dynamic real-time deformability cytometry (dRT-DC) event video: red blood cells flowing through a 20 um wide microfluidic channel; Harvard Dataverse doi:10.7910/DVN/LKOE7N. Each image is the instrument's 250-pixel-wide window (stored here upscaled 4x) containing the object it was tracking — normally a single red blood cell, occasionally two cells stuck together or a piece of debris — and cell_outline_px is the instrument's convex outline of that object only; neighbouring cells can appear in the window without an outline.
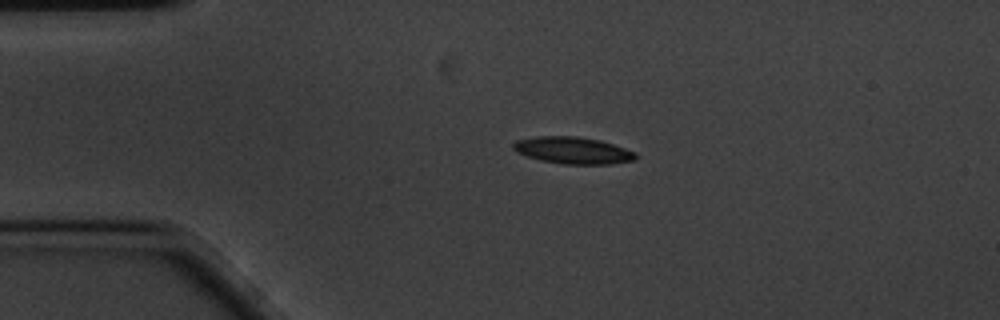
{"species": "common noctule bat (a hibernating species)", "species_latin": "Nyctalus noctula", "temperature_condition": "cold", "stored_images_in_passage": 47, "camera_frame_rate_fps": 3000, "um_per_image_px": 0.085, "animal": {"sex": "male", "body_mass_g": 20.1, "forearm_length_mm": 53.5}, "frame": {"image": 1, "passage_image": 1, "time_ms": 0.0, "image_size_px": [1000, 320], "cell_outline_px": [[636, 160], [608, 164], [564, 164], [540, 160], [516, 152], [512, 148], [512, 144], [516, 140], [536, 136], [576, 136], [600, 140], [636, 152]], "centroid_in_image_um": [48.67, 12.78], "position_along_channel_um": 36.3, "area_um2": 19.13}}
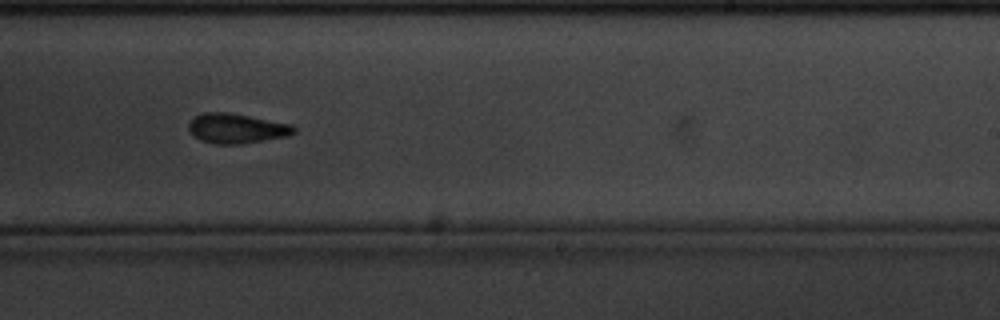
{"frame": {"image": 2, "passage_image": 24, "time_ms": 7.667, "image_size_px": [1000, 320], "cell_outline_px": [[296, 132], [288, 136], [240, 144], [216, 144], [200, 140], [188, 128], [188, 124], [196, 116], [204, 112], [228, 112], [292, 124], [296, 128]], "centroid_in_image_um": [20.14, 10.91], "position_along_channel_um": 268.9, "area_um2": 18.15}}
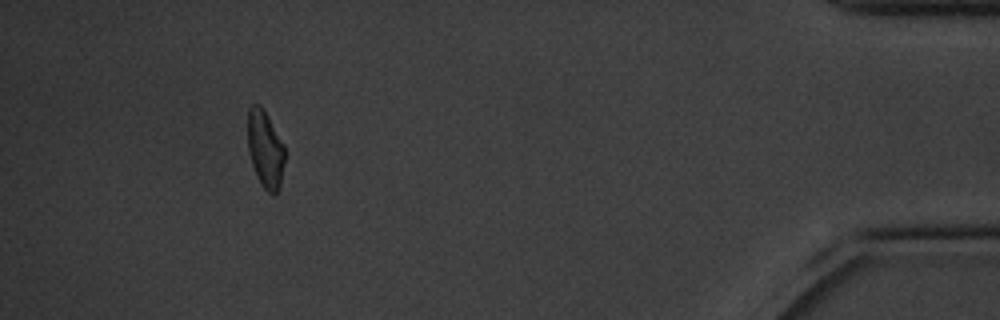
{"frame": {"image": 3, "passage_image": 42, "time_ms": 13.667, "image_size_px": [1000, 320], "cell_outline_px": [[284, 160], [280, 184], [276, 192], [268, 192], [260, 184], [252, 164], [248, 152], [248, 108], [252, 104], [260, 104], [264, 108], [284, 144]], "centroid_in_image_um": [22.53, 12.62], "position_along_channel_um": 412.7, "area_um2": 16.65}, "authors_computed_cell_mechanics": {"area_um2": 18.5538, "velocity_mm_per_s": 3.4382, "shape_relaxation_time_tau1_ms": 3.8932, "shape_relaxation_time_tau2_ms": 4.2363, "deformation_change_tau1": 0.1072, "deformation_change_tau2": 0.1157}}